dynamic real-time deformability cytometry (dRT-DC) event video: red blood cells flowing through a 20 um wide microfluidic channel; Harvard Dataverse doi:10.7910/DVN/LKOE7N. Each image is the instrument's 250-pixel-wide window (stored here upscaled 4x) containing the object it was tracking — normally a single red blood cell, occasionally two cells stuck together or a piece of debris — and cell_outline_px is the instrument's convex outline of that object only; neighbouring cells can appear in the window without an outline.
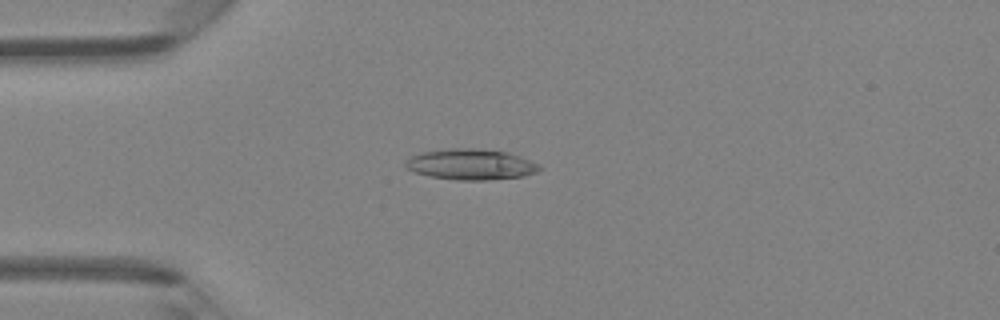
{"species": "Egyptian fruit bat (a non-hibernating species)", "species_latin": "Rousettus aegyptiacus", "temperature_condition": "room temperature", "stored_images_in_passage": 48, "camera_frame_rate_fps": 3000, "um_per_image_px": 0.085, "animal": {"sex": "female"}, "frame": {"image": 1, "passage_image": 13, "time_ms": 4.0, "image_size_px": [1000, 320], "cell_outline_px": [[544, 168], [536, 172], [524, 176], [488, 180], [456, 180], [432, 176], [416, 172], [408, 168], [404, 164], [404, 160], [420, 152], [448, 148], [480, 148], [508, 152], [520, 156], [540, 164]], "centroid_in_image_um": [40.06, 13.96], "position_along_channel_um": 44.9, "area_um2": 24.22}}
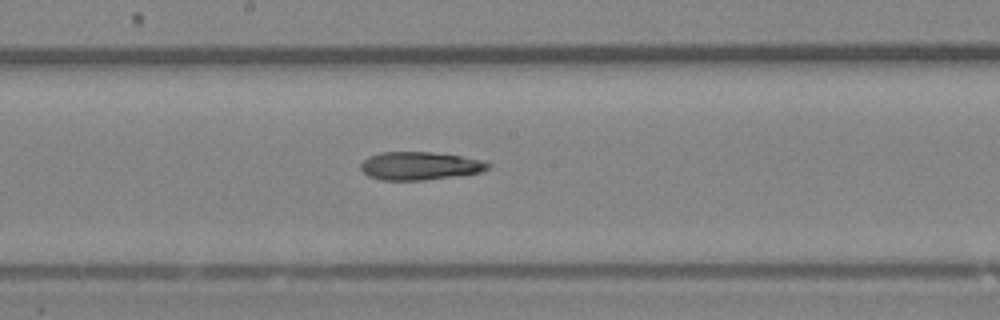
{"frame": {"image": 2, "passage_image": 26, "time_ms": 8.333, "image_size_px": [1000, 320], "cell_outline_px": [[492, 164], [488, 168], [480, 172], [420, 180], [380, 180], [368, 176], [360, 168], [360, 164], [368, 156], [380, 152], [432, 152], [460, 156], [484, 160]], "centroid_in_image_um": [35.65, 14.09], "position_along_channel_um": 212.6, "area_um2": 20.69}}
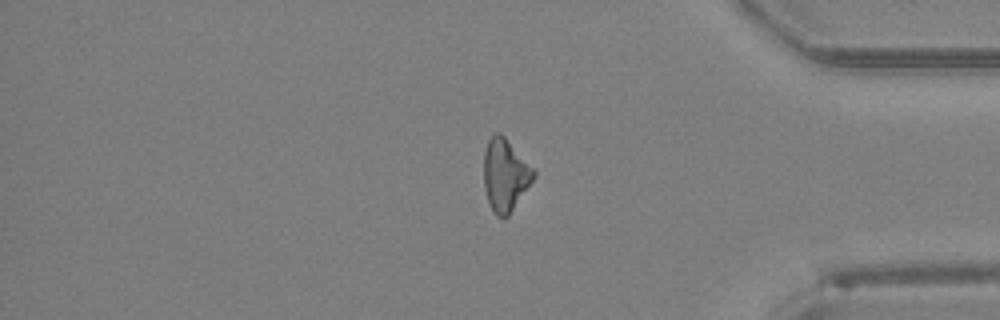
{"frame": {"image": 3, "passage_image": 40, "time_ms": 13.0, "image_size_px": [1000, 320], "cell_outline_px": [[536, 176], [508, 216], [504, 220], [496, 216], [488, 200], [484, 188], [484, 152], [488, 140], [496, 132], [500, 132], [536, 168]], "centroid_in_image_um": [42.97, 14.86], "position_along_channel_um": 392.2, "area_um2": 21.27}}